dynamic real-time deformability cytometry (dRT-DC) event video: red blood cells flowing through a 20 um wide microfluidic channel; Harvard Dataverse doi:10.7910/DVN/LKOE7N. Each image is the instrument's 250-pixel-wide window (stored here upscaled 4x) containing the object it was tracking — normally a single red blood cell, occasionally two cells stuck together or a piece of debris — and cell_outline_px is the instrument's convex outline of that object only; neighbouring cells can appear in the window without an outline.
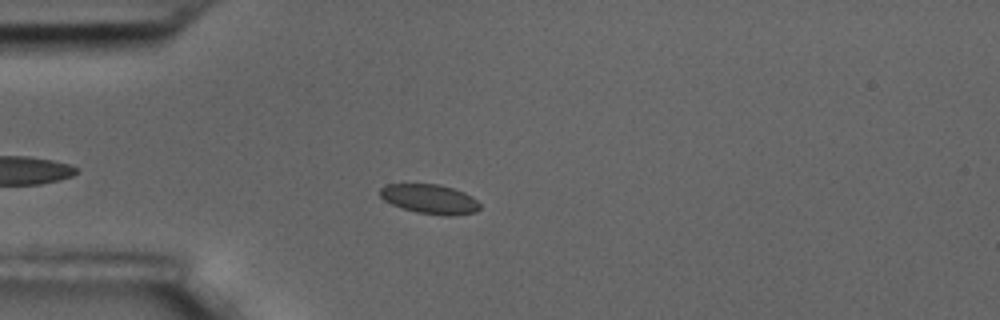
{"species": "common noctule bat (a hibernating species)", "species_latin": "Nyctalus noctula", "temperature_condition": "room temperature", "stored_images_in_passage": 2, "camera_frame_rate_fps": 3000, "um_per_image_px": 0.085, "animal": {"sex": "male", "body_mass_g": 17.5, "forearm_length_mm": 52.3}, "frame": {"image": 1, "passage_image": 2, "time_ms": 1.0, "image_size_px": [1000, 320], "cell_outline_px": [[480, 208], [476, 212], [452, 216], [444, 216], [416, 212], [400, 208], [384, 200], [380, 196], [380, 188], [384, 184], [440, 184], [464, 192], [472, 196], [480, 204]], "centroid_in_image_um": [36.53, 16.92], "position_along_channel_um": 48.5, "area_um2": 17.34}}